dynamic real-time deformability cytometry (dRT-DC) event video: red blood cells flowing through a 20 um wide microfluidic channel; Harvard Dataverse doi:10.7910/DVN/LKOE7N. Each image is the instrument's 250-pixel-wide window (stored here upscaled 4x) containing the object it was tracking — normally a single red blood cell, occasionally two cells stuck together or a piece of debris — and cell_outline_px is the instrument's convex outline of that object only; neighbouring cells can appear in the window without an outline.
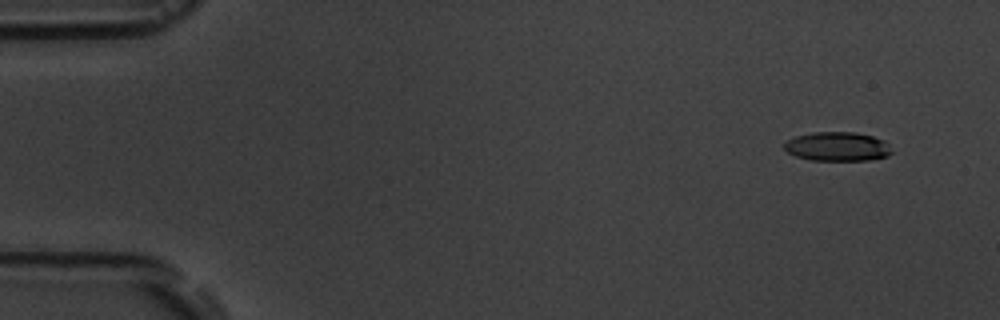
{"species": "common noctule bat (a hibernating species)", "species_latin": "Nyctalus noctula", "temperature_condition": "room temperature", "stored_images_in_passage": 9, "camera_frame_rate_fps": 3000, "um_per_image_px": 0.085, "animal": {"sex": "male", "body_mass_g": 19.5, "forearm_length_mm": 54.6}, "frame": {"image": 1, "passage_image": 2, "time_ms": 1.0, "image_size_px": [1000, 320], "cell_outline_px": [[892, 152], [888, 156], [868, 160], [812, 160], [796, 156], [788, 152], [784, 148], [784, 144], [788, 140], [796, 136], [812, 132], [856, 132], [872, 136], [884, 140], [888, 144]], "centroid_in_image_um": [71.19, 12.45], "position_along_channel_um": 13.8, "area_um2": 18.15}}
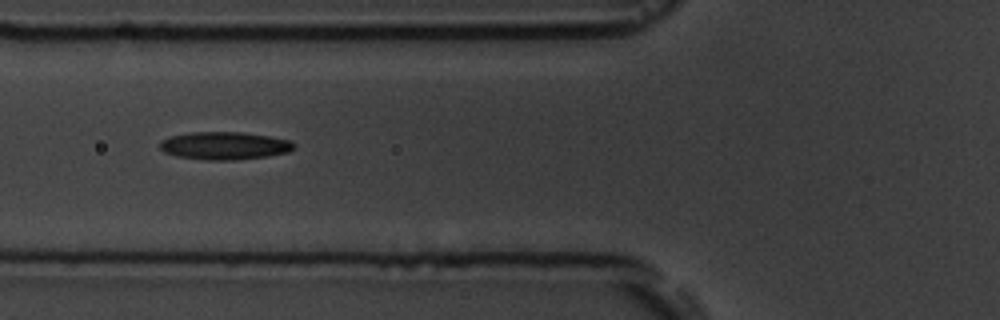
{"frame": {"image": 2, "passage_image": 7, "time_ms": 6.667, "image_size_px": [1000, 320], "cell_outline_px": [[296, 148], [288, 152], [268, 156], [236, 160], [208, 160], [176, 156], [164, 152], [160, 148], [160, 140], [172, 136], [192, 132], [244, 132], [292, 140], [296, 144]], "centroid_in_image_um": [19.13, 12.38], "position_along_channel_um": 106.7, "area_um2": 21.85}}
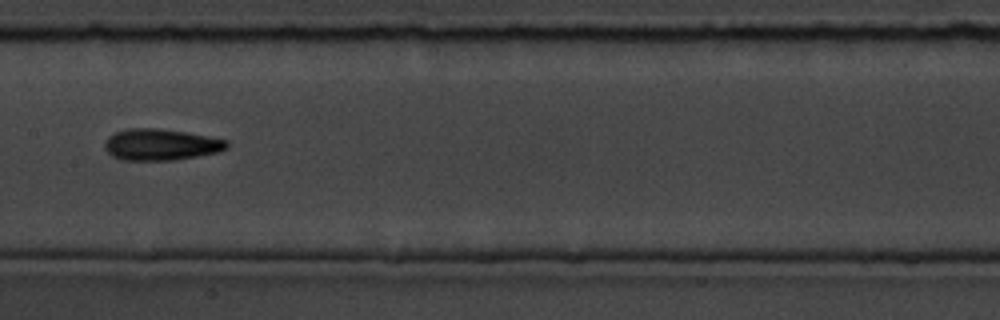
{"frame": {"image": 3, "passage_image": 9, "time_ms": 9.0, "image_size_px": [1000, 320], "cell_outline_px": [[228, 148], [220, 152], [176, 160], [120, 160], [112, 156], [104, 148], [104, 144], [108, 136], [116, 132], [128, 128], [156, 128], [184, 132], [228, 140]], "centroid_in_image_um": [13.66, 12.3], "position_along_channel_um": 193.7, "area_um2": 22.43}}